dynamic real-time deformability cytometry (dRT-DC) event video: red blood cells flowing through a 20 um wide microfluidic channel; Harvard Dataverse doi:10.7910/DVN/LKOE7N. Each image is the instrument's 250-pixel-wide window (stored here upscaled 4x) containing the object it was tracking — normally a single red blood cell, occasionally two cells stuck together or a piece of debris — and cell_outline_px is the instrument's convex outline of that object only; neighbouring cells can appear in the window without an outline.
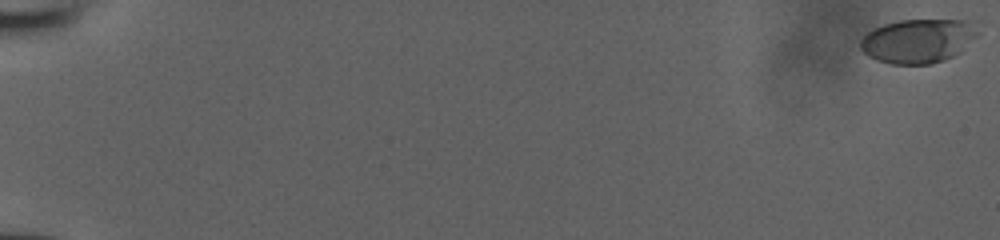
{"species": "human", "species_latin": "Homo sapiens", "temperature_condition": "room temperature", "stored_images_in_passage": 54, "camera_frame_rate_fps": 3000, "um_per_image_px": 0.085, "donor": {"sex": "male"}, "frame": {"image": 1, "passage_image": 1, "time_ms": 0.0, "image_size_px": [1000, 240], "cell_outline_px": [[980, 36], [952, 56], [944, 60], [932, 64], [892, 64], [876, 60], [868, 56], [860, 48], [860, 40], [872, 28], [884, 24], [900, 20], [980, 20]], "centroid_in_image_um": [78.12, 3.45], "position_along_channel_um": 6.9, "area_um2": 30.75}}
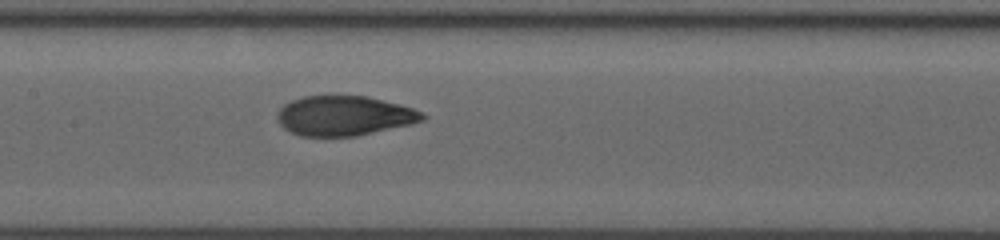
{"frame": {"image": 2, "passage_image": 30, "time_ms": 9.667, "image_size_px": [1000, 240], "cell_outline_px": [[428, 116], [424, 120], [412, 124], [356, 136], [300, 136], [284, 128], [280, 124], [276, 116], [276, 112], [284, 104], [292, 100], [304, 96], [332, 92], [368, 96], [412, 108]], "centroid_in_image_um": [29.22, 9.79], "position_along_channel_um": 178.2, "area_um2": 34.51}}
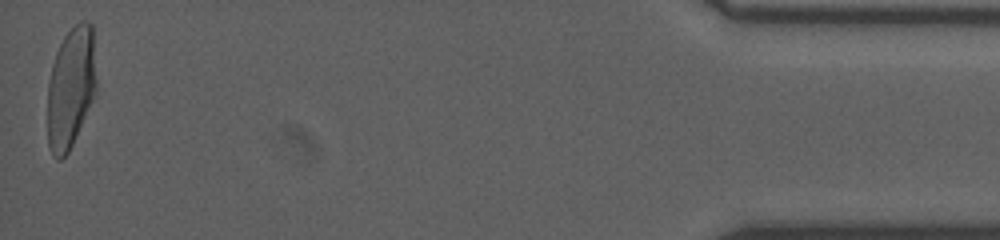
{"frame": {"image": 3, "passage_image": 54, "time_ms": 17.667, "image_size_px": [1000, 240], "cell_outline_px": [[96, 96], [68, 152], [60, 160], [56, 160], [52, 156], [48, 144], [48, 80], [52, 64], [56, 52], [64, 36], [80, 20], [88, 20], [92, 24], [96, 80]], "centroid_in_image_um": [6.02, 7.46], "position_along_channel_um": 429.2, "area_um2": 34.8}}